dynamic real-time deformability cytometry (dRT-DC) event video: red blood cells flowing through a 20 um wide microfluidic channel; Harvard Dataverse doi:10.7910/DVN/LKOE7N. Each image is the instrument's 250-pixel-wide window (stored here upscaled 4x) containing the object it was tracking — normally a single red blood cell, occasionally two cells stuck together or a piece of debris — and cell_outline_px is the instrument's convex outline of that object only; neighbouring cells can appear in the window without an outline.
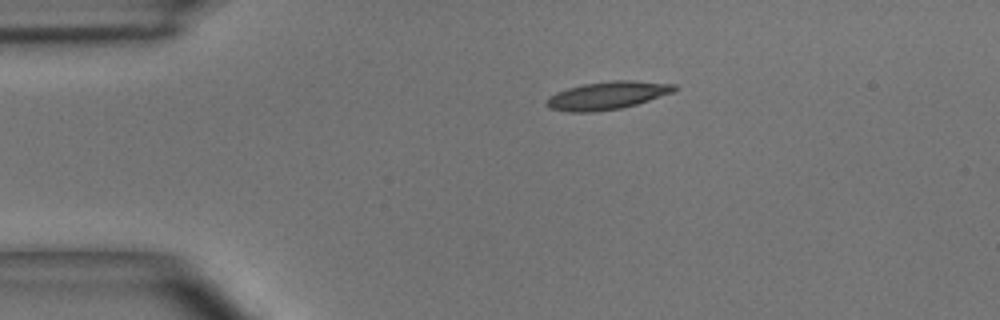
{"species": "common noctule bat (a hibernating species)", "species_latin": "Nyctalus noctula", "temperature_condition": "room temperature", "stored_images_in_passage": 2, "camera_frame_rate_fps": 3000, "um_per_image_px": 0.085, "animal": {"sex": "male", "body_mass_g": 15.6}, "frame": {"image": 1, "passage_image": 1, "time_ms": 0.0, "image_size_px": [1000, 320], "cell_outline_px": [[680, 88], [672, 92], [636, 104], [620, 108], [592, 112], [568, 112], [548, 108], [548, 96], [556, 92], [568, 88], [584, 84], [612, 80], [632, 80], [676, 84]], "centroid_in_image_um": [51.63, 8.1], "position_along_channel_um": 33.4, "area_um2": 20.63}}